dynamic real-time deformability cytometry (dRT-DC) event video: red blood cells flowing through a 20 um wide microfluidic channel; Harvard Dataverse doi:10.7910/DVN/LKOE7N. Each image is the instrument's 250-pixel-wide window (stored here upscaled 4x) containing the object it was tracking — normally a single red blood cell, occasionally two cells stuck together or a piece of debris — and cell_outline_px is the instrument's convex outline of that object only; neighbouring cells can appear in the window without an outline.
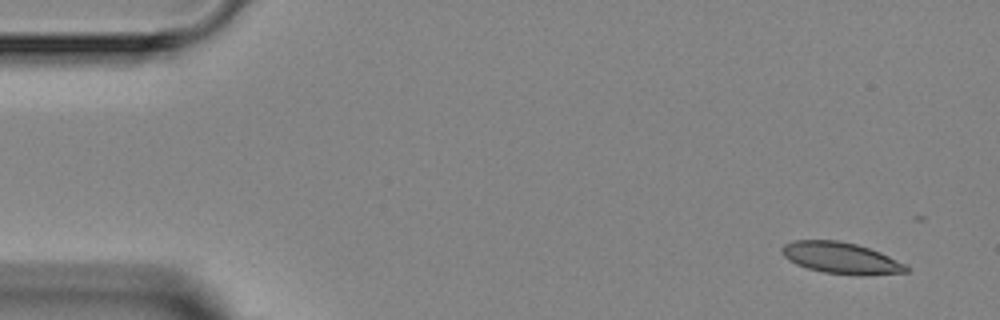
{"species": "Egyptian fruit bat (a non-hibernating species)", "species_latin": "Rousettus aegyptiacus", "temperature_condition": "room temperature", "stored_images_in_passage": 4, "camera_frame_rate_fps": 3000, "um_per_image_px": 0.085, "animal": {"sex": "female"}, "frame": {"image": 1, "passage_image": 1, "time_ms": 0.0, "image_size_px": [1000, 320], "cell_outline_px": [[908, 272], [864, 276], [860, 276], [824, 272], [808, 268], [796, 264], [788, 260], [780, 252], [780, 248], [784, 244], [792, 240], [836, 240], [856, 244], [880, 252], [904, 264], [908, 268]], "centroid_in_image_um": [71.44, 21.93], "position_along_channel_um": 13.6, "area_um2": 22.77}}
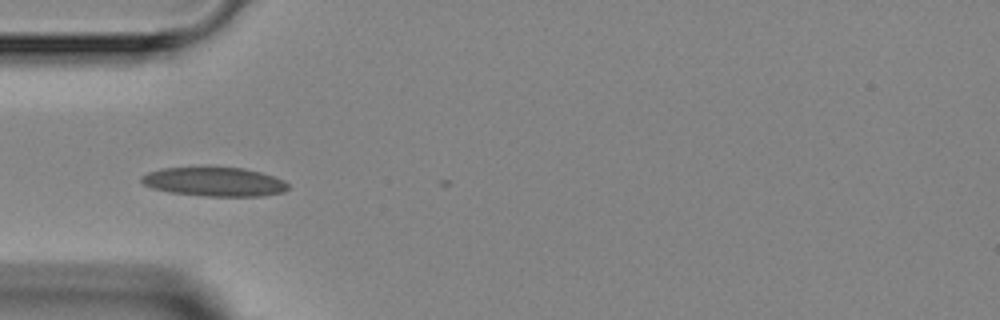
{"frame": {"image": 2, "passage_image": 4, "time_ms": 4.0, "image_size_px": [1000, 320], "cell_outline_px": [[288, 188], [284, 192], [264, 196], [204, 196], [172, 192], [152, 188], [144, 184], [140, 180], [140, 176], [148, 172], [160, 168], [244, 168], [260, 172], [284, 180], [288, 184]], "centroid_in_image_um": [18.23, 15.46], "position_along_channel_um": 66.8, "area_um2": 24.62}}